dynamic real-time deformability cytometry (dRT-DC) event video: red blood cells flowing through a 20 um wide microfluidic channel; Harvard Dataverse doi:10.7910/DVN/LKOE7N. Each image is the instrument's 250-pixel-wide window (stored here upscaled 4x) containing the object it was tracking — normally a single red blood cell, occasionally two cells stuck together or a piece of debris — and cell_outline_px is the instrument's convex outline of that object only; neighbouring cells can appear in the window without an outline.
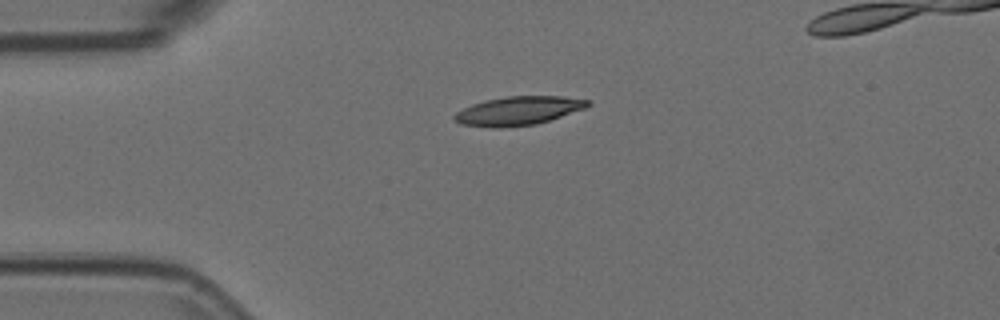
{"species": "Egyptian fruit bat (a non-hibernating species)", "species_latin": "Rousettus aegyptiacus", "temperature_condition": "room temperature", "stored_images_in_passage": 39, "camera_frame_rate_fps": 3000, "um_per_image_px": 0.085, "animal": {"sex": "female"}, "frame": {"image": 1, "passage_image": 1, "time_ms": 0.0, "image_size_px": [1000, 320], "cell_outline_px": [[592, 104], [584, 108], [536, 124], [500, 128], [492, 128], [460, 124], [452, 120], [452, 116], [456, 112], [472, 104], [484, 100], [508, 96], [560, 96], [592, 100]], "centroid_in_image_um": [44.01, 9.42], "position_along_channel_um": 41.0, "area_um2": 22.37}}
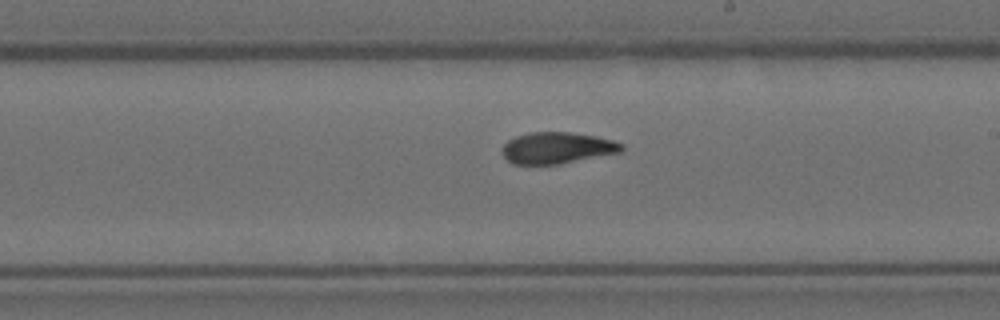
{"frame": {"image": 2, "passage_image": 19, "time_ms": 6.0, "image_size_px": [1000, 320], "cell_outline_px": [[624, 148], [620, 152], [560, 164], [512, 164], [504, 156], [504, 144], [508, 140], [516, 136], [532, 132], [572, 132], [596, 136], [612, 140], [624, 144]], "centroid_in_image_um": [47.38, 12.57], "position_along_channel_um": 241.6, "area_um2": 21.73}}
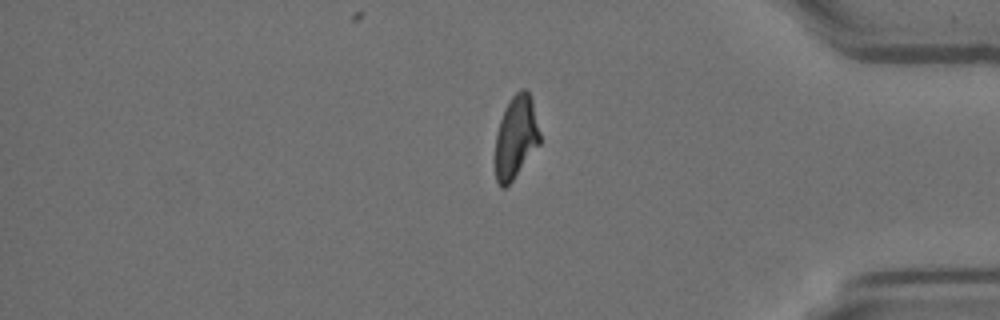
{"frame": {"image": 3, "passage_image": 33, "time_ms": 10.667, "image_size_px": [1000, 320], "cell_outline_px": [[540, 144], [512, 180], [504, 188], [500, 188], [496, 180], [496, 132], [504, 108], [508, 100], [520, 88], [524, 88], [528, 92], [532, 100], [540, 132]], "centroid_in_image_um": [43.85, 11.63], "position_along_channel_um": 391.4, "area_um2": 21.44}}